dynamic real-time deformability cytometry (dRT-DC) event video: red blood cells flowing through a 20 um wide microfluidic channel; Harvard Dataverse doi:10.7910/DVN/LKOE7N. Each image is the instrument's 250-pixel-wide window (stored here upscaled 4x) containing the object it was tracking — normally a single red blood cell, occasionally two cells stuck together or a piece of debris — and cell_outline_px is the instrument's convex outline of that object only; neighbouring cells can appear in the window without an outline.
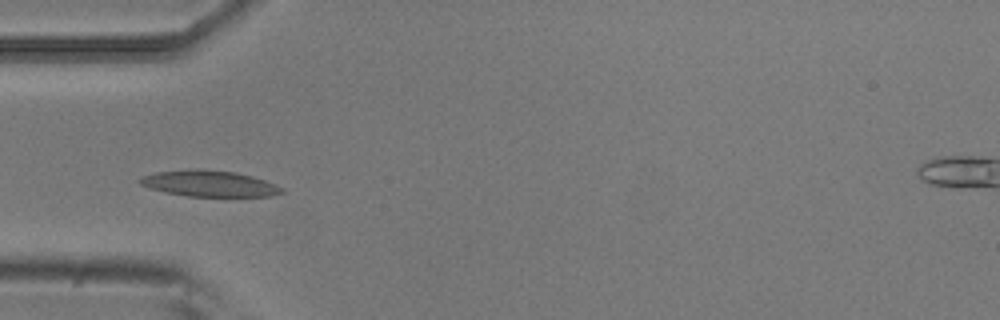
{"species": "common noctule bat (a hibernating species)", "species_latin": "Nyctalus noctula", "temperature_condition": "room temperature", "stored_images_in_passage": 6, "camera_frame_rate_fps": 3000, "um_per_image_px": 0.085, "animal": {"sex": "male", "body_mass_g": 20.5, "forearm_length_mm": 52.5}, "frame": {"image": 1, "passage_image": 3, "time_ms": 0.667, "image_size_px": [1000, 320], "cell_outline_px": [[284, 192], [272, 196], [188, 196], [164, 192], [140, 184], [136, 180], [140, 176], [156, 172], [196, 168], [236, 172], [252, 176], [276, 184], [284, 188]], "centroid_in_image_um": [17.78, 15.59], "position_along_channel_um": 67.2, "area_um2": 21.68}}
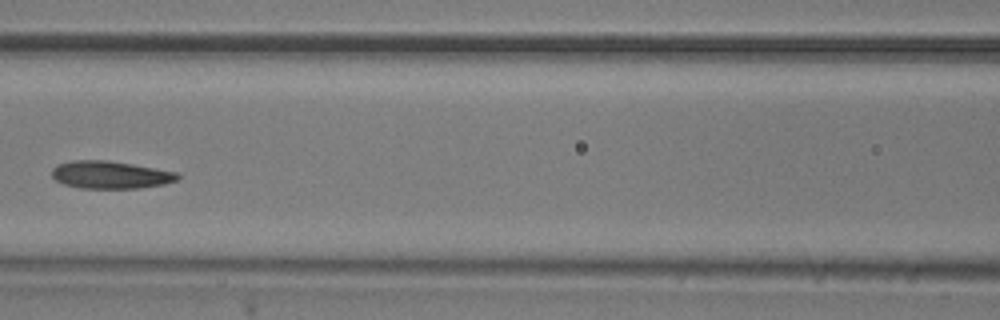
{"frame": {"image": 2, "passage_image": 5, "time_ms": 1.333, "image_size_px": [1000, 320], "cell_outline_px": [[180, 176], [176, 180], [164, 184], [140, 188], [80, 188], [64, 184], [56, 180], [52, 176], [52, 168], [56, 164], [72, 160], [108, 160], [132, 164], [176, 172]], "centroid_in_image_um": [9.34, 14.85], "position_along_channel_um": 157.3, "area_um2": 20.17}}
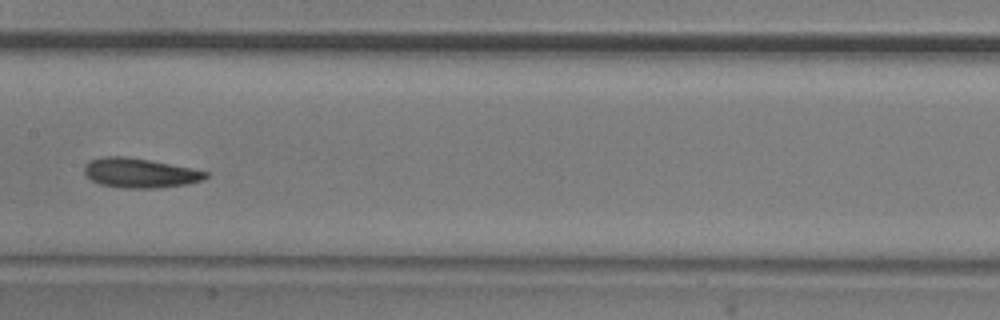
{"frame": {"image": 3, "passage_image": 6, "time_ms": 1.667, "image_size_px": [1000, 320], "cell_outline_px": [[208, 176], [200, 180], [188, 184], [160, 188], [124, 188], [100, 184], [92, 180], [84, 172], [84, 164], [88, 160], [104, 156], [128, 156], [192, 168], [208, 172]], "centroid_in_image_um": [11.86, 14.69], "position_along_channel_um": 195.5, "area_um2": 20.98}}